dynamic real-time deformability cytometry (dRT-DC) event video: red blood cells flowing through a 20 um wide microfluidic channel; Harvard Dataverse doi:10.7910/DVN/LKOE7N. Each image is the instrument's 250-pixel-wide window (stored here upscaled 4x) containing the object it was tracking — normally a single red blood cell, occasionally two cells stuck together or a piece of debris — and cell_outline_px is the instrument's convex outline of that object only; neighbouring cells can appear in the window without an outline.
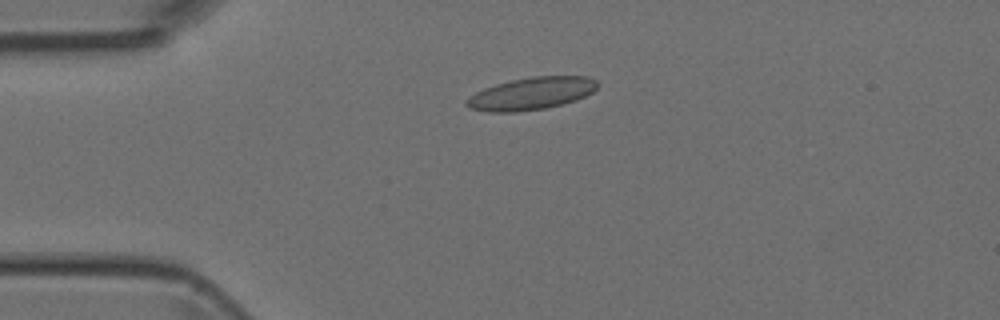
{"species": "Egyptian fruit bat (a non-hibernating species)", "species_latin": "Rousettus aegyptiacus", "temperature_condition": "room temperature", "stored_images_in_passage": 1, "camera_frame_rate_fps": 3000, "um_per_image_px": 0.085, "animal": {"sex": "female"}, "frame": {"image": 1, "passage_image": 1, "time_ms": 0.0, "image_size_px": [1000, 320], "cell_outline_px": [[596, 88], [592, 92], [576, 100], [544, 108], [516, 112], [488, 112], [468, 108], [464, 104], [464, 100], [476, 92], [484, 88], [496, 84], [512, 80], [532, 76], [588, 76], [596, 80]], "centroid_in_image_um": [45.11, 7.95], "position_along_channel_um": 39.9, "area_um2": 24.62}}